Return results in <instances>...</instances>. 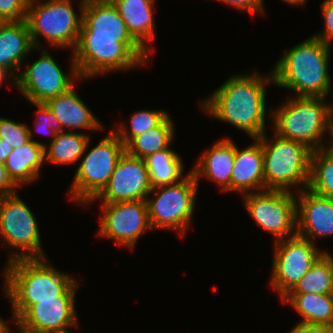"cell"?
<instances>
[{
	"label": "cell",
	"mask_w": 333,
	"mask_h": 333,
	"mask_svg": "<svg viewBox=\"0 0 333 333\" xmlns=\"http://www.w3.org/2000/svg\"><path fill=\"white\" fill-rule=\"evenodd\" d=\"M287 98L284 104L271 110L273 133L303 143L312 151L324 148L326 134L331 141L333 106L323 97Z\"/></svg>",
	"instance_id": "4"
},
{
	"label": "cell",
	"mask_w": 333,
	"mask_h": 333,
	"mask_svg": "<svg viewBox=\"0 0 333 333\" xmlns=\"http://www.w3.org/2000/svg\"><path fill=\"white\" fill-rule=\"evenodd\" d=\"M45 146L47 144L30 140L22 147L13 149L8 155L4 167L18 188L39 178L41 166L45 161Z\"/></svg>",
	"instance_id": "24"
},
{
	"label": "cell",
	"mask_w": 333,
	"mask_h": 333,
	"mask_svg": "<svg viewBox=\"0 0 333 333\" xmlns=\"http://www.w3.org/2000/svg\"><path fill=\"white\" fill-rule=\"evenodd\" d=\"M169 114L164 110L142 109L135 111L130 117V125L120 123L119 128L112 131L126 145L133 137L159 126ZM129 129V130H127Z\"/></svg>",
	"instance_id": "31"
},
{
	"label": "cell",
	"mask_w": 333,
	"mask_h": 333,
	"mask_svg": "<svg viewBox=\"0 0 333 333\" xmlns=\"http://www.w3.org/2000/svg\"><path fill=\"white\" fill-rule=\"evenodd\" d=\"M17 188L9 178L4 163L0 160V196L13 195L17 193Z\"/></svg>",
	"instance_id": "38"
},
{
	"label": "cell",
	"mask_w": 333,
	"mask_h": 333,
	"mask_svg": "<svg viewBox=\"0 0 333 333\" xmlns=\"http://www.w3.org/2000/svg\"><path fill=\"white\" fill-rule=\"evenodd\" d=\"M198 183L189 171L175 184L152 188L149 195L155 192V198H146L151 228L174 230L184 237L192 222Z\"/></svg>",
	"instance_id": "8"
},
{
	"label": "cell",
	"mask_w": 333,
	"mask_h": 333,
	"mask_svg": "<svg viewBox=\"0 0 333 333\" xmlns=\"http://www.w3.org/2000/svg\"><path fill=\"white\" fill-rule=\"evenodd\" d=\"M32 50L37 48L33 46L26 20L0 21V66L17 78L18 70Z\"/></svg>",
	"instance_id": "21"
},
{
	"label": "cell",
	"mask_w": 333,
	"mask_h": 333,
	"mask_svg": "<svg viewBox=\"0 0 333 333\" xmlns=\"http://www.w3.org/2000/svg\"><path fill=\"white\" fill-rule=\"evenodd\" d=\"M79 38H117V41H136L110 0H85Z\"/></svg>",
	"instance_id": "18"
},
{
	"label": "cell",
	"mask_w": 333,
	"mask_h": 333,
	"mask_svg": "<svg viewBox=\"0 0 333 333\" xmlns=\"http://www.w3.org/2000/svg\"><path fill=\"white\" fill-rule=\"evenodd\" d=\"M75 296L37 300L18 320L20 333H72L68 327H77Z\"/></svg>",
	"instance_id": "16"
},
{
	"label": "cell",
	"mask_w": 333,
	"mask_h": 333,
	"mask_svg": "<svg viewBox=\"0 0 333 333\" xmlns=\"http://www.w3.org/2000/svg\"><path fill=\"white\" fill-rule=\"evenodd\" d=\"M45 104L56 116L59 131L69 128L94 131L103 128L101 122L75 92L74 86L67 92L48 99Z\"/></svg>",
	"instance_id": "22"
},
{
	"label": "cell",
	"mask_w": 333,
	"mask_h": 333,
	"mask_svg": "<svg viewBox=\"0 0 333 333\" xmlns=\"http://www.w3.org/2000/svg\"><path fill=\"white\" fill-rule=\"evenodd\" d=\"M98 235L134 248L141 235L152 230L144 200L102 203Z\"/></svg>",
	"instance_id": "14"
},
{
	"label": "cell",
	"mask_w": 333,
	"mask_h": 333,
	"mask_svg": "<svg viewBox=\"0 0 333 333\" xmlns=\"http://www.w3.org/2000/svg\"><path fill=\"white\" fill-rule=\"evenodd\" d=\"M11 146H8L2 139H0V160L4 163L8 155L12 152Z\"/></svg>",
	"instance_id": "39"
},
{
	"label": "cell",
	"mask_w": 333,
	"mask_h": 333,
	"mask_svg": "<svg viewBox=\"0 0 333 333\" xmlns=\"http://www.w3.org/2000/svg\"><path fill=\"white\" fill-rule=\"evenodd\" d=\"M38 227L35 215L17 193L0 196V239L6 247L22 251L12 252L8 261L46 258Z\"/></svg>",
	"instance_id": "10"
},
{
	"label": "cell",
	"mask_w": 333,
	"mask_h": 333,
	"mask_svg": "<svg viewBox=\"0 0 333 333\" xmlns=\"http://www.w3.org/2000/svg\"><path fill=\"white\" fill-rule=\"evenodd\" d=\"M253 144L239 149L236 145L234 166L231 175V192L247 193L264 191L263 150L259 138Z\"/></svg>",
	"instance_id": "20"
},
{
	"label": "cell",
	"mask_w": 333,
	"mask_h": 333,
	"mask_svg": "<svg viewBox=\"0 0 333 333\" xmlns=\"http://www.w3.org/2000/svg\"><path fill=\"white\" fill-rule=\"evenodd\" d=\"M41 49L40 58L34 61L26 70L21 71L16 78V88L29 103H45L48 99L67 92L76 86L75 81L81 79L73 54L71 55V75L60 68L51 54ZM76 79V80H75Z\"/></svg>",
	"instance_id": "12"
},
{
	"label": "cell",
	"mask_w": 333,
	"mask_h": 333,
	"mask_svg": "<svg viewBox=\"0 0 333 333\" xmlns=\"http://www.w3.org/2000/svg\"><path fill=\"white\" fill-rule=\"evenodd\" d=\"M174 131V122L169 115L159 126L133 137L125 145V151L132 156L145 159L157 151L171 147Z\"/></svg>",
	"instance_id": "28"
},
{
	"label": "cell",
	"mask_w": 333,
	"mask_h": 333,
	"mask_svg": "<svg viewBox=\"0 0 333 333\" xmlns=\"http://www.w3.org/2000/svg\"><path fill=\"white\" fill-rule=\"evenodd\" d=\"M27 6V0H0V21L26 20Z\"/></svg>",
	"instance_id": "34"
},
{
	"label": "cell",
	"mask_w": 333,
	"mask_h": 333,
	"mask_svg": "<svg viewBox=\"0 0 333 333\" xmlns=\"http://www.w3.org/2000/svg\"><path fill=\"white\" fill-rule=\"evenodd\" d=\"M72 0H46L29 2L26 22L34 48L40 51L43 37L57 48L75 49L82 24V9L85 0H80V15H76Z\"/></svg>",
	"instance_id": "7"
},
{
	"label": "cell",
	"mask_w": 333,
	"mask_h": 333,
	"mask_svg": "<svg viewBox=\"0 0 333 333\" xmlns=\"http://www.w3.org/2000/svg\"><path fill=\"white\" fill-rule=\"evenodd\" d=\"M293 192L264 190L243 195L252 219L272 234L275 241L297 234L296 196Z\"/></svg>",
	"instance_id": "11"
},
{
	"label": "cell",
	"mask_w": 333,
	"mask_h": 333,
	"mask_svg": "<svg viewBox=\"0 0 333 333\" xmlns=\"http://www.w3.org/2000/svg\"><path fill=\"white\" fill-rule=\"evenodd\" d=\"M227 4L230 7H235L241 11L245 10L249 13H260L264 14L265 10L263 7L264 0H216Z\"/></svg>",
	"instance_id": "36"
},
{
	"label": "cell",
	"mask_w": 333,
	"mask_h": 333,
	"mask_svg": "<svg viewBox=\"0 0 333 333\" xmlns=\"http://www.w3.org/2000/svg\"><path fill=\"white\" fill-rule=\"evenodd\" d=\"M152 188L145 159L124 151L107 185L88 205L98 199L102 203L146 201Z\"/></svg>",
	"instance_id": "15"
},
{
	"label": "cell",
	"mask_w": 333,
	"mask_h": 333,
	"mask_svg": "<svg viewBox=\"0 0 333 333\" xmlns=\"http://www.w3.org/2000/svg\"><path fill=\"white\" fill-rule=\"evenodd\" d=\"M274 83L272 72L266 77L256 71L229 77L210 97L201 102L202 111L219 121L259 138L266 133V90Z\"/></svg>",
	"instance_id": "1"
},
{
	"label": "cell",
	"mask_w": 333,
	"mask_h": 333,
	"mask_svg": "<svg viewBox=\"0 0 333 333\" xmlns=\"http://www.w3.org/2000/svg\"><path fill=\"white\" fill-rule=\"evenodd\" d=\"M309 190L317 195L333 198V145L312 151Z\"/></svg>",
	"instance_id": "30"
},
{
	"label": "cell",
	"mask_w": 333,
	"mask_h": 333,
	"mask_svg": "<svg viewBox=\"0 0 333 333\" xmlns=\"http://www.w3.org/2000/svg\"><path fill=\"white\" fill-rule=\"evenodd\" d=\"M284 3H288V5H305L307 0H282Z\"/></svg>",
	"instance_id": "42"
},
{
	"label": "cell",
	"mask_w": 333,
	"mask_h": 333,
	"mask_svg": "<svg viewBox=\"0 0 333 333\" xmlns=\"http://www.w3.org/2000/svg\"><path fill=\"white\" fill-rule=\"evenodd\" d=\"M124 20L131 36L150 54L155 37L153 5L156 0H110Z\"/></svg>",
	"instance_id": "23"
},
{
	"label": "cell",
	"mask_w": 333,
	"mask_h": 333,
	"mask_svg": "<svg viewBox=\"0 0 333 333\" xmlns=\"http://www.w3.org/2000/svg\"><path fill=\"white\" fill-rule=\"evenodd\" d=\"M153 188L175 184L187 176L183 175L184 165L179 154L168 147L145 158Z\"/></svg>",
	"instance_id": "27"
},
{
	"label": "cell",
	"mask_w": 333,
	"mask_h": 333,
	"mask_svg": "<svg viewBox=\"0 0 333 333\" xmlns=\"http://www.w3.org/2000/svg\"><path fill=\"white\" fill-rule=\"evenodd\" d=\"M36 106L37 116L35 122V128L37 132H41L47 135H51V141H53L56 133L59 131L56 125V116L54 113L46 106L45 103H30ZM40 119V120H39Z\"/></svg>",
	"instance_id": "33"
},
{
	"label": "cell",
	"mask_w": 333,
	"mask_h": 333,
	"mask_svg": "<svg viewBox=\"0 0 333 333\" xmlns=\"http://www.w3.org/2000/svg\"><path fill=\"white\" fill-rule=\"evenodd\" d=\"M333 294V256L325 251L287 294Z\"/></svg>",
	"instance_id": "29"
},
{
	"label": "cell",
	"mask_w": 333,
	"mask_h": 333,
	"mask_svg": "<svg viewBox=\"0 0 333 333\" xmlns=\"http://www.w3.org/2000/svg\"><path fill=\"white\" fill-rule=\"evenodd\" d=\"M259 137L263 150L264 190L297 191L308 187L312 150L303 143L278 136ZM303 187V188H302Z\"/></svg>",
	"instance_id": "5"
},
{
	"label": "cell",
	"mask_w": 333,
	"mask_h": 333,
	"mask_svg": "<svg viewBox=\"0 0 333 333\" xmlns=\"http://www.w3.org/2000/svg\"><path fill=\"white\" fill-rule=\"evenodd\" d=\"M274 247L269 283L282 299L326 250L297 234L275 241Z\"/></svg>",
	"instance_id": "13"
},
{
	"label": "cell",
	"mask_w": 333,
	"mask_h": 333,
	"mask_svg": "<svg viewBox=\"0 0 333 333\" xmlns=\"http://www.w3.org/2000/svg\"><path fill=\"white\" fill-rule=\"evenodd\" d=\"M89 145L90 135L87 133L58 131L49 146H45V160L58 165L77 163Z\"/></svg>",
	"instance_id": "26"
},
{
	"label": "cell",
	"mask_w": 333,
	"mask_h": 333,
	"mask_svg": "<svg viewBox=\"0 0 333 333\" xmlns=\"http://www.w3.org/2000/svg\"><path fill=\"white\" fill-rule=\"evenodd\" d=\"M0 333H11L9 325L0 316Z\"/></svg>",
	"instance_id": "41"
},
{
	"label": "cell",
	"mask_w": 333,
	"mask_h": 333,
	"mask_svg": "<svg viewBox=\"0 0 333 333\" xmlns=\"http://www.w3.org/2000/svg\"><path fill=\"white\" fill-rule=\"evenodd\" d=\"M33 134L27 124L0 117V139L12 149L22 147L30 140H34Z\"/></svg>",
	"instance_id": "32"
},
{
	"label": "cell",
	"mask_w": 333,
	"mask_h": 333,
	"mask_svg": "<svg viewBox=\"0 0 333 333\" xmlns=\"http://www.w3.org/2000/svg\"><path fill=\"white\" fill-rule=\"evenodd\" d=\"M46 258L7 261L4 270V293L12 306V318L17 320L37 300L76 296L78 280L50 266Z\"/></svg>",
	"instance_id": "2"
},
{
	"label": "cell",
	"mask_w": 333,
	"mask_h": 333,
	"mask_svg": "<svg viewBox=\"0 0 333 333\" xmlns=\"http://www.w3.org/2000/svg\"><path fill=\"white\" fill-rule=\"evenodd\" d=\"M6 77L16 85V78L6 68L0 66V86L4 83L3 81Z\"/></svg>",
	"instance_id": "40"
},
{
	"label": "cell",
	"mask_w": 333,
	"mask_h": 333,
	"mask_svg": "<svg viewBox=\"0 0 333 333\" xmlns=\"http://www.w3.org/2000/svg\"><path fill=\"white\" fill-rule=\"evenodd\" d=\"M282 302L299 313V322L333 327V294H286Z\"/></svg>",
	"instance_id": "25"
},
{
	"label": "cell",
	"mask_w": 333,
	"mask_h": 333,
	"mask_svg": "<svg viewBox=\"0 0 333 333\" xmlns=\"http://www.w3.org/2000/svg\"><path fill=\"white\" fill-rule=\"evenodd\" d=\"M330 144L333 145V110H332V134Z\"/></svg>",
	"instance_id": "43"
},
{
	"label": "cell",
	"mask_w": 333,
	"mask_h": 333,
	"mask_svg": "<svg viewBox=\"0 0 333 333\" xmlns=\"http://www.w3.org/2000/svg\"><path fill=\"white\" fill-rule=\"evenodd\" d=\"M34 1H37V0H27L28 3H29V2H34Z\"/></svg>",
	"instance_id": "44"
},
{
	"label": "cell",
	"mask_w": 333,
	"mask_h": 333,
	"mask_svg": "<svg viewBox=\"0 0 333 333\" xmlns=\"http://www.w3.org/2000/svg\"><path fill=\"white\" fill-rule=\"evenodd\" d=\"M71 52L80 80L144 66L150 57L137 41H117V38H79Z\"/></svg>",
	"instance_id": "6"
},
{
	"label": "cell",
	"mask_w": 333,
	"mask_h": 333,
	"mask_svg": "<svg viewBox=\"0 0 333 333\" xmlns=\"http://www.w3.org/2000/svg\"><path fill=\"white\" fill-rule=\"evenodd\" d=\"M297 235L312 243L333 235V198L315 194L308 188L297 192Z\"/></svg>",
	"instance_id": "17"
},
{
	"label": "cell",
	"mask_w": 333,
	"mask_h": 333,
	"mask_svg": "<svg viewBox=\"0 0 333 333\" xmlns=\"http://www.w3.org/2000/svg\"><path fill=\"white\" fill-rule=\"evenodd\" d=\"M331 45L313 36L283 53L272 71L275 86L295 91L297 96L331 94L329 74Z\"/></svg>",
	"instance_id": "3"
},
{
	"label": "cell",
	"mask_w": 333,
	"mask_h": 333,
	"mask_svg": "<svg viewBox=\"0 0 333 333\" xmlns=\"http://www.w3.org/2000/svg\"><path fill=\"white\" fill-rule=\"evenodd\" d=\"M125 145L110 131L101 141L81 156L72 187L69 190L71 200L87 205L105 188Z\"/></svg>",
	"instance_id": "9"
},
{
	"label": "cell",
	"mask_w": 333,
	"mask_h": 333,
	"mask_svg": "<svg viewBox=\"0 0 333 333\" xmlns=\"http://www.w3.org/2000/svg\"><path fill=\"white\" fill-rule=\"evenodd\" d=\"M210 149L203 151L199 161L190 171L196 181L200 177L217 183L223 191H231V175L236 154V144L230 138H222L216 141Z\"/></svg>",
	"instance_id": "19"
},
{
	"label": "cell",
	"mask_w": 333,
	"mask_h": 333,
	"mask_svg": "<svg viewBox=\"0 0 333 333\" xmlns=\"http://www.w3.org/2000/svg\"><path fill=\"white\" fill-rule=\"evenodd\" d=\"M321 7L325 26L323 31L312 36L330 45L333 40V0H324Z\"/></svg>",
	"instance_id": "35"
},
{
	"label": "cell",
	"mask_w": 333,
	"mask_h": 333,
	"mask_svg": "<svg viewBox=\"0 0 333 333\" xmlns=\"http://www.w3.org/2000/svg\"><path fill=\"white\" fill-rule=\"evenodd\" d=\"M288 333H333V327L298 322Z\"/></svg>",
	"instance_id": "37"
}]
</instances>
